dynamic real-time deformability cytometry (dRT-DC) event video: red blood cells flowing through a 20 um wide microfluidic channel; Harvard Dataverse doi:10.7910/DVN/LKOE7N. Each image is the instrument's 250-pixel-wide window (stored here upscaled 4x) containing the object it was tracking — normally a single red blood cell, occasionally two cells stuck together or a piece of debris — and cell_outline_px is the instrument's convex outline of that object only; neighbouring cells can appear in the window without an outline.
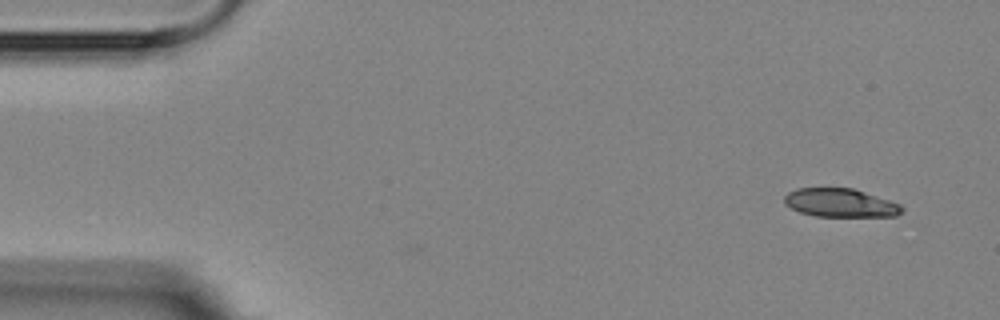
{"species": "Egyptian fruit bat (a non-hibernating species)", "species_latin": "Rousettus aegyptiacus", "temperature_condition": "room temperature", "stored_images_in_passage": 4, "camera_frame_rate_fps": 3000, "um_per_image_px": 0.085, "animal": {"sex": "female"}, "frame": {"image": 1, "passage_image": 1, "time_ms": 0.0, "image_size_px": [1000, 320], "cell_outline_px": [[904, 208], [896, 216], [816, 216], [800, 212], [784, 204], [784, 196], [788, 192], [796, 188], [852, 188], [900, 204]], "centroid_in_image_um": [71.39, 17.24], "position_along_channel_um": 13.6, "area_um2": 19.31}}
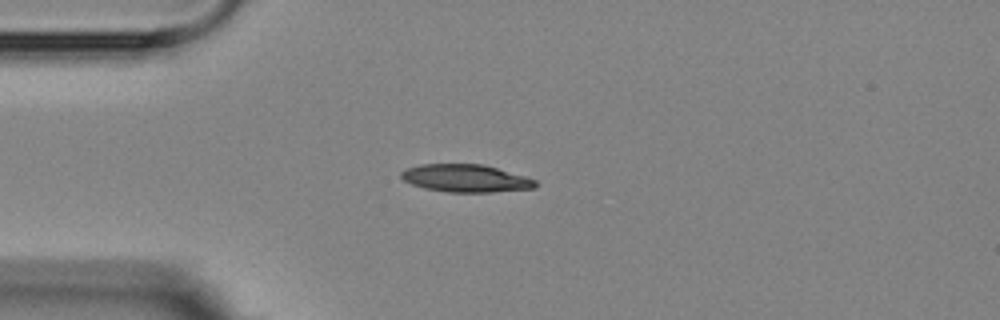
{"frame": {"image": 2, "passage_image": 4, "time_ms": 3.333, "image_size_px": [1000, 320], "cell_outline_px": [[536, 184], [532, 188], [492, 192], [448, 192], [424, 188], [412, 184], [404, 180], [400, 176], [400, 172], [408, 168], [420, 164], [484, 164], [524, 176], [536, 180]], "centroid_in_image_um": [39.55, 15.15], "position_along_channel_um": 45.4, "area_um2": 21.44}}